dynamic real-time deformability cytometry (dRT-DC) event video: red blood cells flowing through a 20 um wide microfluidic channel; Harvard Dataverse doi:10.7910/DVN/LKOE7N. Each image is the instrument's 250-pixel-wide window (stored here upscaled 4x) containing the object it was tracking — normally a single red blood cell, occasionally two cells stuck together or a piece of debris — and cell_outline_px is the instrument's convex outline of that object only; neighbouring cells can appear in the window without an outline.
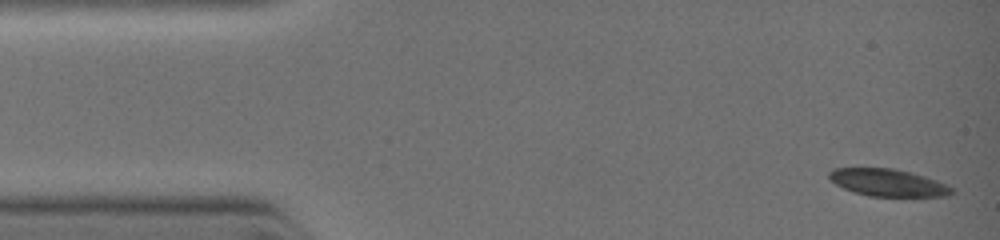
{"species": "common noctule bat (a hibernating species)", "species_latin": "Nyctalus noctula", "temperature_condition": "warm", "stored_images_in_passage": 6, "camera_frame_rate_fps": 3000, "um_per_image_px": 0.085, "animal": {"sex": "female", "body_mass_g": 19.0, "forearm_length_mm": 51.5}, "frame": {"image": 1, "passage_image": 1, "time_ms": 0.0, "image_size_px": [1000, 240], "cell_outline_px": [[952, 192], [948, 196], [868, 196], [844, 188], [828, 180], [828, 172], [832, 168], [892, 168], [912, 172], [936, 180], [952, 188]], "centroid_in_image_um": [75.42, 15.51], "position_along_channel_um": 9.6, "area_um2": 19.36}}